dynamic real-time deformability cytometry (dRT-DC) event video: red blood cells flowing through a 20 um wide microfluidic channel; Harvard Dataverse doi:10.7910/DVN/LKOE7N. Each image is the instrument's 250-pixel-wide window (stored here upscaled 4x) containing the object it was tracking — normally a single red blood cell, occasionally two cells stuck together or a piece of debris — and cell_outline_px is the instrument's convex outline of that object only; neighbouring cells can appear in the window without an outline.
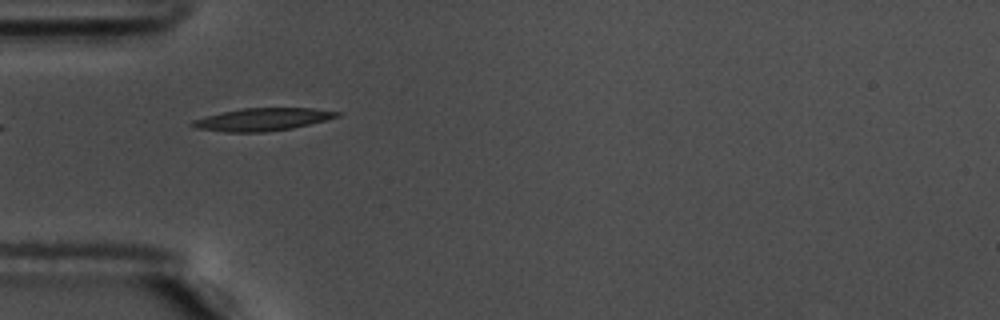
{"species": "common noctule bat (a hibernating species)", "species_latin": "Nyctalus noctula", "temperature_condition": "warm", "stored_images_in_passage": 40, "camera_frame_rate_fps": 3000, "um_per_image_px": 0.085, "animal": {"sex": "male", "body_mass_g": 17.5, "forearm_length_mm": 52.3}, "frame": {"image": 1, "passage_image": 1, "time_ms": 0.0, "image_size_px": [1000, 320], "cell_outline_px": [[340, 116], [292, 128], [264, 132], [224, 132], [196, 128], [192, 124], [192, 120], [224, 112], [244, 108], [312, 108], [340, 112]], "centroid_in_image_um": [22.32, 10.15], "position_along_channel_um": 62.7, "area_um2": 18.67}}
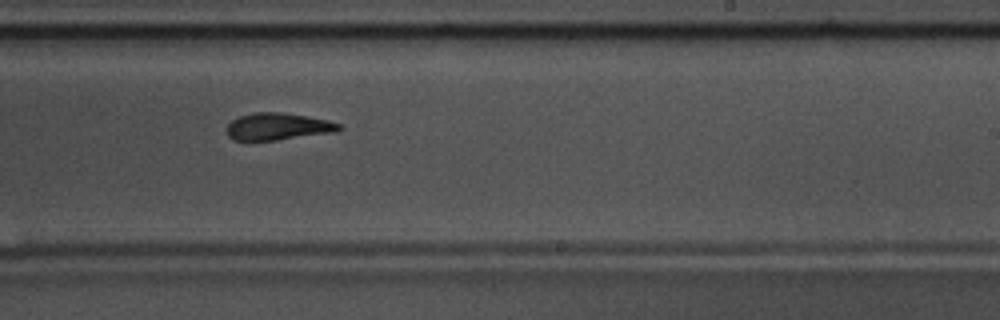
{"frame": {"image": 2, "passage_image": 18, "time_ms": 5.667, "image_size_px": [1000, 320], "cell_outline_px": [[344, 128], [332, 132], [276, 140], [232, 140], [228, 136], [228, 124], [232, 120], [240, 116], [252, 112], [280, 112], [308, 116], [328, 120], [340, 124]], "centroid_in_image_um": [23.61, 10.74], "position_along_channel_um": 265.4, "area_um2": 17.57}, "authors_computed_cell_mechanics": {"area_um2": 18.6694, "velocity_mm_per_s": 3.6179, "shape_relaxation_time_tau1_ms": 6.3574, "shape_relaxation_time_tau2_ms": 6.3599, "deformation_change_tau1": 0.197, "deformation_change_tau2": 0.1722}}